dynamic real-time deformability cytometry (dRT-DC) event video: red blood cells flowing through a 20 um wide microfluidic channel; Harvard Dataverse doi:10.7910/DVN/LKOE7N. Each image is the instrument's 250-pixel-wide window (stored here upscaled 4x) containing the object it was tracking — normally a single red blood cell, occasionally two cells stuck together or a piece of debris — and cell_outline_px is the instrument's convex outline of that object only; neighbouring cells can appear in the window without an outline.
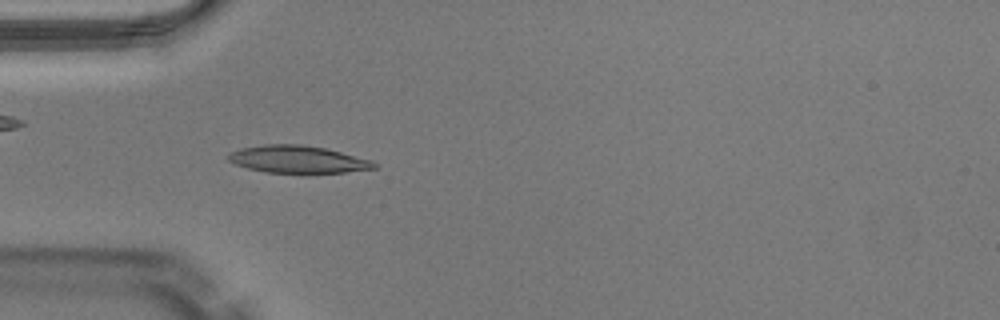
{"species": "Egyptian fruit bat (a non-hibernating species)", "species_latin": "Rousettus aegyptiacus", "temperature_condition": "warm", "stored_images_in_passage": 48, "camera_frame_rate_fps": 3000, "um_per_image_px": 0.085, "animal": {"sex": "male"}, "frame": {"image": 1, "passage_image": 14, "time_ms": 4.333, "image_size_px": [1000, 320], "cell_outline_px": [[376, 168], [344, 172], [264, 172], [248, 168], [236, 164], [228, 160], [228, 156], [232, 152], [240, 148], [264, 144], [300, 144], [324, 148], [372, 160], [376, 164]], "centroid_in_image_um": [25.29, 13.53], "position_along_channel_um": 59.7, "area_um2": 22.83}}
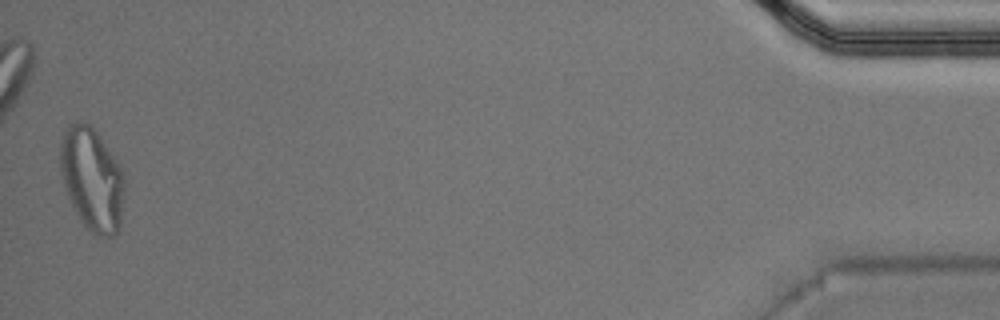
{"frame": {"image": 2, "passage_image": 48, "time_ms": 15.667, "image_size_px": [1000, 320], "cell_outline_px": [[124, 196], [120, 224], [116, 232], [112, 236], [96, 236], [80, 220], [68, 196], [60, 172], [60, 144], [64, 132], [68, 124], [76, 120], [88, 124], [100, 136], [120, 164], [124, 172]], "centroid_in_image_um": [7.83, 15.2], "position_along_channel_um": 427.4, "area_um2": 38.61}, "authors_computed_cell_mechanics": {"area_um2": 22.8021, "velocity_mm_per_s": 4.0459, "shape_relaxation_time_tau1_ms": 6.1132, "shape_relaxation_time_tau2_ms": 1.0945, "deformation_change_tau1": 0.2101, "deformation_change_tau2": 0.0702}}